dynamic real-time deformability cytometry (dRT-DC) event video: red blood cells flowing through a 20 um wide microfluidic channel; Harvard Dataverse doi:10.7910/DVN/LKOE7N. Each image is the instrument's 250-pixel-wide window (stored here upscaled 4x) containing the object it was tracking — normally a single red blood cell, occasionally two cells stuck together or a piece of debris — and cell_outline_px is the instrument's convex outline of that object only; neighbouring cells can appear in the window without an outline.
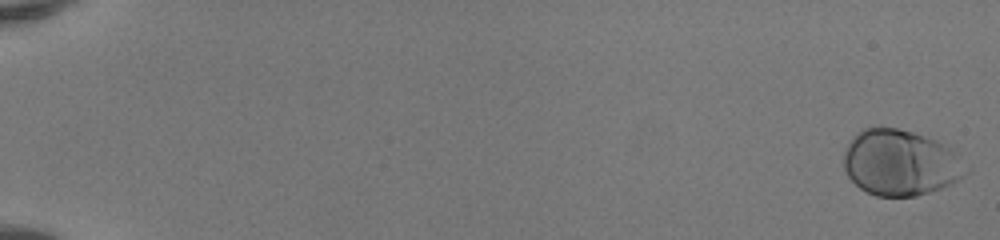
{"species": "human", "species_latin": "Homo sapiens", "temperature_condition": "room temperature", "stored_images_in_passage": 52, "camera_frame_rate_fps": 3000, "um_per_image_px": 0.085, "donor": {"sex": "female"}, "frame": {"image": 1, "passage_image": 1, "time_ms": 0.0, "image_size_px": [1000, 240], "cell_outline_px": [[968, 172], [964, 176], [952, 184], [916, 196], [876, 196], [860, 188], [848, 176], [844, 168], [844, 152], [848, 144], [856, 132], [864, 128], [896, 128], [912, 132], [936, 140], [948, 148], [968, 168]], "centroid_in_image_um": [76.5, 13.84], "position_along_channel_um": 8.5, "area_um2": 46.36}}
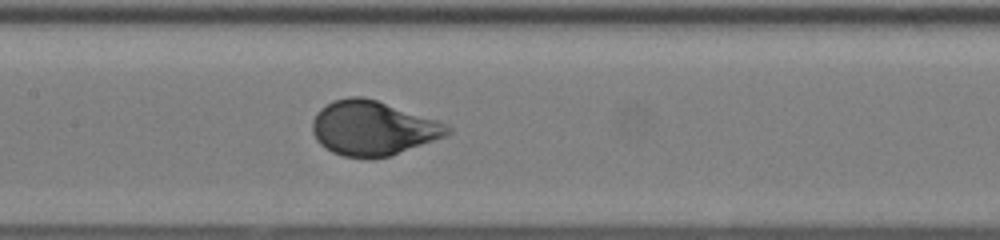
{"frame": {"image": 2, "passage_image": 28, "time_ms": 9.0, "image_size_px": [1000, 240], "cell_outline_px": [[452, 132], [444, 136], [392, 156], [344, 156], [332, 152], [320, 144], [316, 140], [312, 132], [312, 120], [316, 112], [320, 108], [332, 100], [348, 96], [364, 96], [440, 120], [452, 128]], "centroid_in_image_um": [31.69, 10.86], "position_along_channel_um": 175.7, "area_um2": 42.89}}
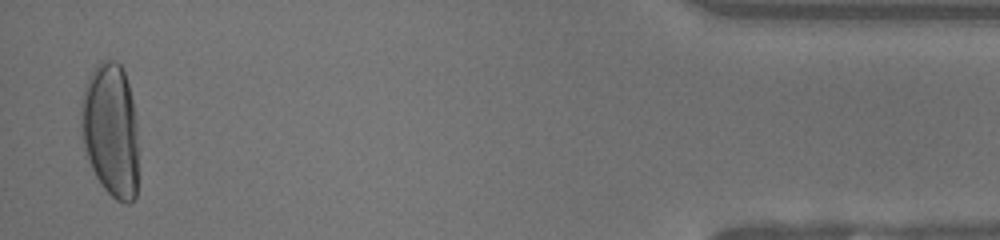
{"frame": {"image": 3, "passage_image": 51, "time_ms": 16.667, "image_size_px": [1000, 240], "cell_outline_px": [[136, 196], [128, 204], [124, 204], [116, 200], [100, 184], [88, 160], [84, 148], [80, 124], [80, 104], [84, 84], [96, 64], [100, 60], [116, 60], [120, 64], [124, 72], [128, 84], [132, 100], [136, 124]], "centroid_in_image_um": [9.36, 11.03], "position_along_channel_um": 425.8, "area_um2": 44.85}, "authors_computed_cell_mechanics": {"area_um2": 43.4367, "velocity_mm_per_s": 4.1282, "shape_relaxation_time_tau1_ms": 2.5412, "shape_relaxation_time_tau2_ms": null, "deformation_change_tau1": 0.1751, "deformation_change_tau2": null}}